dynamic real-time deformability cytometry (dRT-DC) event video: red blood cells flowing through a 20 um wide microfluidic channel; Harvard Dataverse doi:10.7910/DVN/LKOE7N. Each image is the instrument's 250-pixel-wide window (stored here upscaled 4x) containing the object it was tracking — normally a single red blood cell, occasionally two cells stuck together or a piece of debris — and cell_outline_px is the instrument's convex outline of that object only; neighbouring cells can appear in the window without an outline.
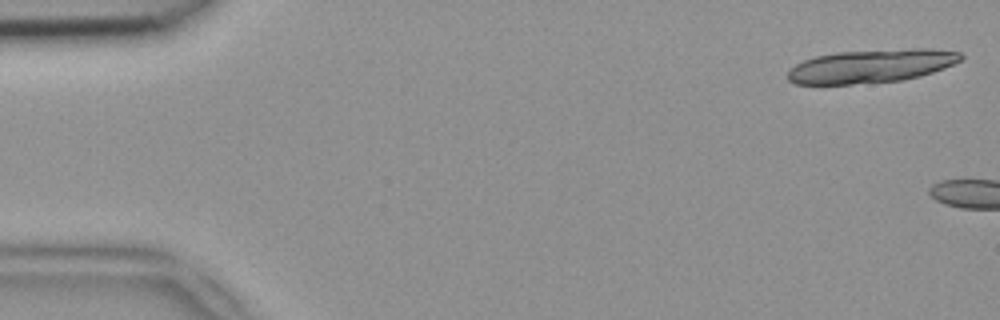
{"species": "common noctule bat (a hibernating species)", "species_latin": "Nyctalus noctula", "temperature_condition": "room temperature", "stored_images_in_passage": 4, "camera_frame_rate_fps": 3000, "um_per_image_px": 0.085, "animal": {"sex": "female", "body_mass_g": 18.4}, "frame": {"image": 1, "passage_image": 1, "time_ms": 0.0, "image_size_px": [1000, 320], "cell_outline_px": [[964, 56], [960, 60], [944, 68], [920, 76], [904, 80], [852, 84], [796, 84], [788, 80], [788, 68], [804, 60], [816, 56], [836, 52], [912, 48], [932, 48], [960, 52]], "centroid_in_image_um": [74.05, 5.61], "position_along_channel_um": 10.9, "area_um2": 33.81}}